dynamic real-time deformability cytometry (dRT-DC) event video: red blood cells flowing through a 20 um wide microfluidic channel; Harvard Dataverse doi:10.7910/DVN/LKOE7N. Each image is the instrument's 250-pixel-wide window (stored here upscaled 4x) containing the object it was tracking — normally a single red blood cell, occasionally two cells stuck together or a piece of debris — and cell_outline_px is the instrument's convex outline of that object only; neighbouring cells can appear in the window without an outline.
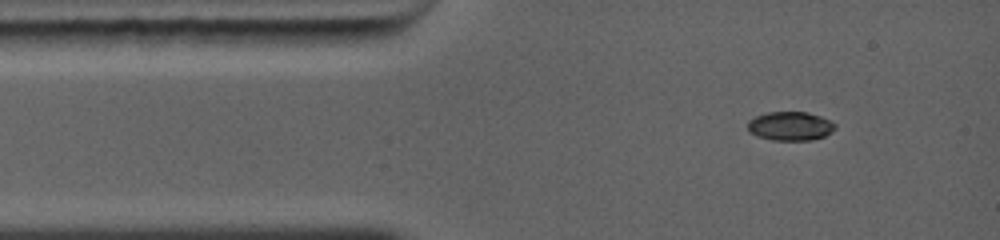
{"species": "common noctule bat (a hibernating species)", "species_latin": "Nyctalus noctula", "temperature_condition": "warm", "stored_images_in_passage": 24, "camera_frame_rate_fps": 5000, "um_per_image_px": 0.085, "animal": {"sex": "female", "body_mass_g": 19.0, "forearm_length_mm": 56.7}, "frame": {"image": 1, "passage_image": 2, "time_ms": 0.6, "image_size_px": [1000, 240], "cell_outline_px": [[836, 128], [832, 132], [824, 136], [812, 140], [772, 140], [756, 136], [748, 132], [748, 120], [756, 116], [768, 112], [808, 112], [820, 116], [836, 124]], "centroid_in_image_um": [67.16, 10.72], "position_along_channel_um": 17.8, "area_um2": 14.8}}
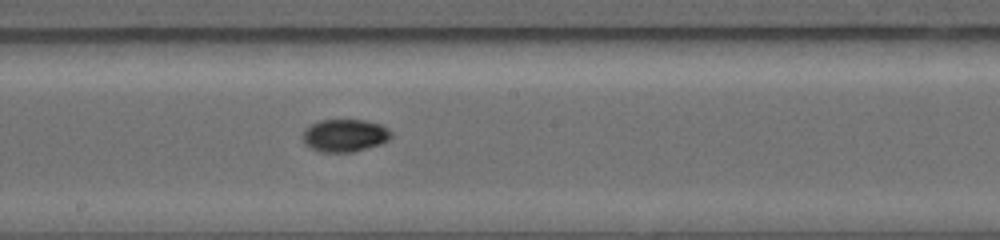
{"frame": {"image": 2, "passage_image": 11, "time_ms": 6.0, "image_size_px": [1000, 240], "cell_outline_px": [[392, 136], [388, 140], [380, 144], [352, 152], [320, 152], [304, 144], [304, 132], [312, 124], [320, 120], [364, 120], [380, 124], [388, 128], [392, 132]], "centroid_in_image_um": [29.34, 11.52], "position_along_channel_um": 218.9, "area_um2": 16.65}}
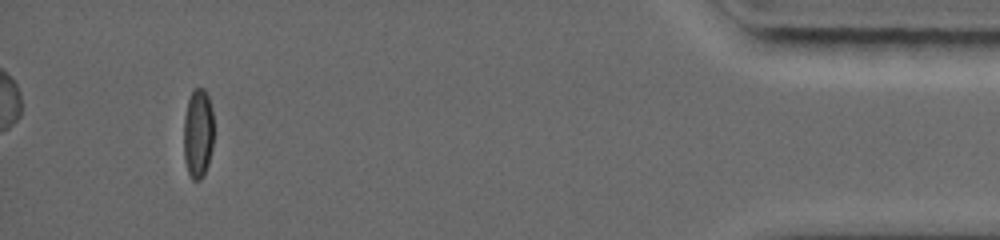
{"frame": {"image": 3, "passage_image": 21, "time_ms": 12.4, "image_size_px": [1000, 240], "cell_outline_px": [[212, 148], [208, 164], [204, 176], [200, 180], [192, 180], [188, 172], [184, 160], [184, 116], [188, 100], [192, 92], [196, 88], [204, 88], [208, 96], [212, 112]], "centroid_in_image_um": [16.82, 11.37], "position_along_channel_um": 418.4, "area_um2": 15.61}, "authors_computed_cell_mechanics": {"area_um2": 15.9239, "velocity_mm_per_s": 4.4224, "shape_relaxation_time_tau1_ms": null, "shape_relaxation_time_tau2_ms": 1.8351, "deformation_change_tau1": null, "deformation_change_tau2": 0.0224}}